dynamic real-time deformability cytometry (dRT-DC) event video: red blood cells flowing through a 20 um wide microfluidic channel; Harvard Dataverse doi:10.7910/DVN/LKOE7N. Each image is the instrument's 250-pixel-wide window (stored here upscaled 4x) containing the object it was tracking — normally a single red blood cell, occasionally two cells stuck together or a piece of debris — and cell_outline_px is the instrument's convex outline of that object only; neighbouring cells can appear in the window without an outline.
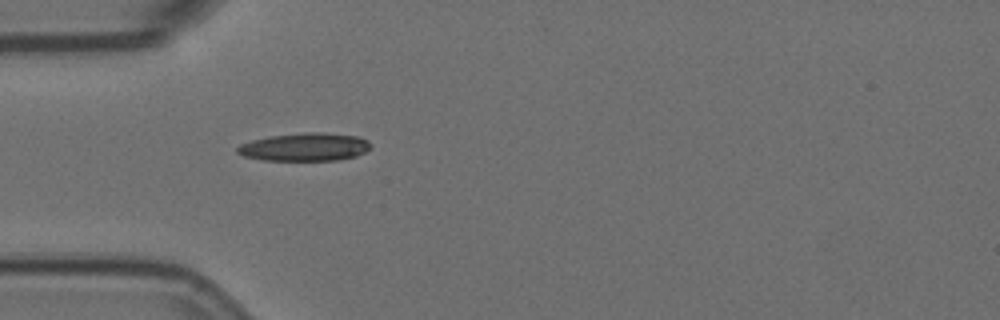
{"species": "Egyptian fruit bat (a non-hibernating species)", "species_latin": "Rousettus aegyptiacus", "temperature_condition": "room temperature", "stored_images_in_passage": 1, "camera_frame_rate_fps": 3000, "um_per_image_px": 0.085, "animal": {"sex": "female"}, "frame": {"image": 1, "passage_image": 1, "time_ms": 0.0, "image_size_px": [1000, 320], "cell_outline_px": [[372, 148], [356, 156], [336, 160], [264, 160], [244, 156], [236, 152], [236, 148], [240, 144], [252, 140], [272, 136], [304, 132], [324, 132], [360, 136], [368, 140], [372, 144]], "centroid_in_image_um": [25.95, 12.48], "position_along_channel_um": 59.0, "area_um2": 21.91}}